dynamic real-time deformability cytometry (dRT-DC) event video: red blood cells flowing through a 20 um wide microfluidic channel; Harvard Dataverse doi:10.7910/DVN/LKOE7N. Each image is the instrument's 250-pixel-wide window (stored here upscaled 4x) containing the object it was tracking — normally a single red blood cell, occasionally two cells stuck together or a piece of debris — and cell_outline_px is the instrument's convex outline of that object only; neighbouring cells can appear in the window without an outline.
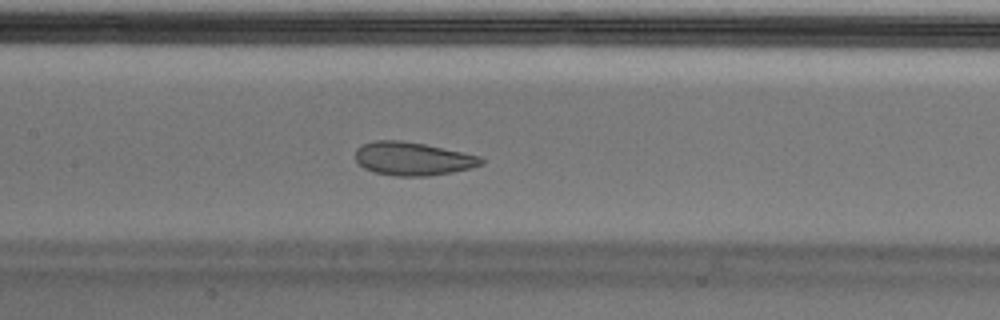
{"species": "Egyptian fruit bat (a non-hibernating species)", "species_latin": "Rousettus aegyptiacus", "temperature_condition": "cold", "stored_images_in_passage": 54, "camera_frame_rate_fps": 3000, "um_per_image_px": 0.085, "animal": {"sex": "male"}, "frame": {"image": 1, "passage_image": 24, "time_ms": 7.667, "image_size_px": [1000, 320], "cell_outline_px": [[484, 164], [472, 168], [452, 172], [428, 176], [396, 176], [376, 172], [364, 168], [356, 160], [356, 148], [372, 140], [400, 140], [424, 144], [480, 156], [484, 160]], "centroid_in_image_um": [35.1, 13.49], "position_along_channel_um": 172.3, "area_um2": 24.33}}
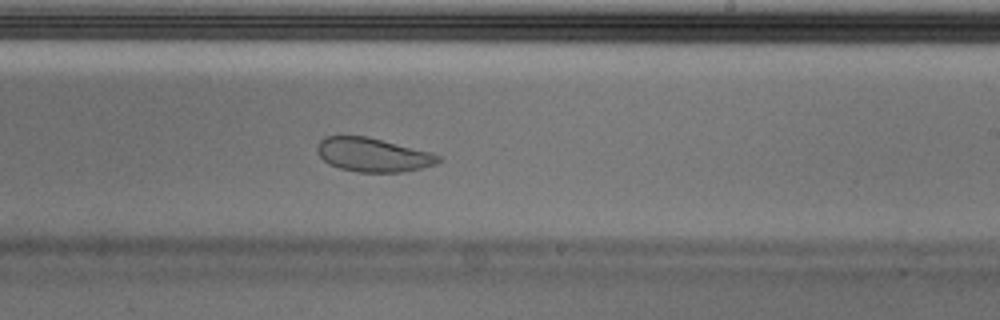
{"frame": {"image": 2, "passage_image": 31, "time_ms": 10.0, "image_size_px": [1000, 320], "cell_outline_px": [[440, 160], [436, 164], [420, 168], [400, 172], [356, 172], [340, 168], [328, 164], [320, 156], [316, 148], [320, 140], [324, 136], [368, 136], [432, 152], [440, 156]], "centroid_in_image_um": [31.69, 13.15], "position_along_channel_um": 257.3, "area_um2": 23.93}, "authors_computed_cell_mechanics": {"area_um2": 27.1949, "velocity_mm_per_s": 3.6615, "shape_relaxation_time_tau1_ms": null, "shape_relaxation_time_tau2_ms": 0.7226, "deformation_change_tau1": null, "deformation_change_tau2": 0.0637}}